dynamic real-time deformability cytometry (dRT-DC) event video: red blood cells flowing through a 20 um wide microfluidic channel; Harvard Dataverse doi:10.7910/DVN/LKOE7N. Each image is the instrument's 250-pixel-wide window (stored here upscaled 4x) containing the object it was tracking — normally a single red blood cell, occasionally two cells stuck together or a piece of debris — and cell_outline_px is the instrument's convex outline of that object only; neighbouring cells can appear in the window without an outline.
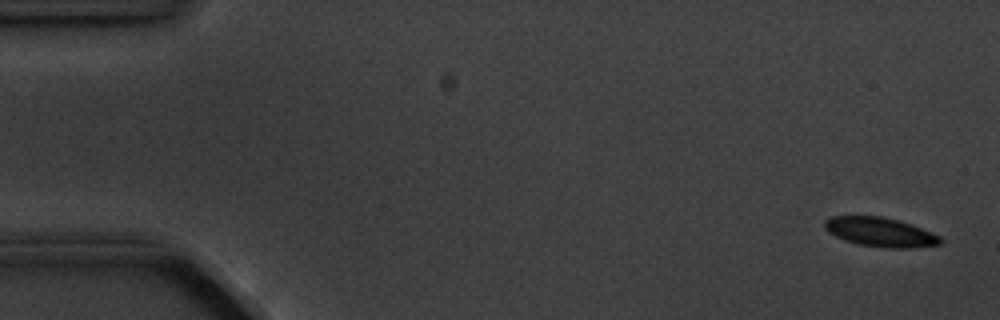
{"species": "common noctule bat (a hibernating species)", "species_latin": "Nyctalus noctula", "temperature_condition": "cold", "stored_images_in_passage": 3, "camera_frame_rate_fps": 3000, "um_per_image_px": 0.085, "animal": {"sex": "male", "body_mass_g": 20.1, "forearm_length_mm": 53.5}, "frame": {"image": 1, "passage_image": 1, "time_ms": 0.0, "image_size_px": [1000, 320], "cell_outline_px": [[944, 240], [940, 244], [916, 248], [888, 248], [860, 244], [844, 240], [828, 232], [824, 228], [824, 220], [828, 216], [884, 216], [912, 224], [940, 236]], "centroid_in_image_um": [74.83, 19.72], "position_along_channel_um": 10.2, "area_um2": 19.88}}